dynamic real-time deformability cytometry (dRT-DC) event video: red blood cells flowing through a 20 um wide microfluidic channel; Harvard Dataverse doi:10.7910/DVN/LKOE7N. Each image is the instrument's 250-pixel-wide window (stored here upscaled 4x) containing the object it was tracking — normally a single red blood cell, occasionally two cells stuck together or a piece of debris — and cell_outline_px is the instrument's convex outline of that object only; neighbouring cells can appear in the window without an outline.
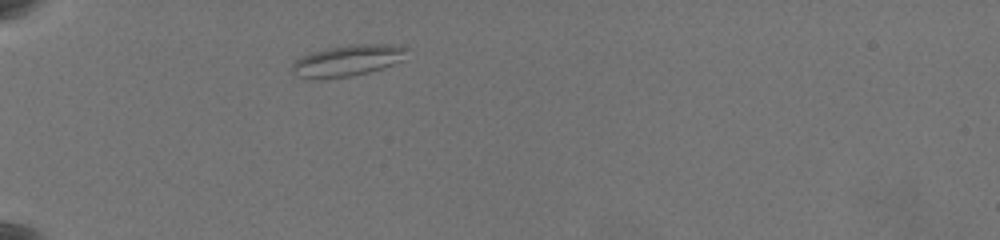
{"species": "common noctule bat (a hibernating species)", "species_latin": "Nyctalus noctula", "temperature_condition": "warm", "stored_images_in_passage": 41, "camera_frame_rate_fps": 3000, "um_per_image_px": 0.085, "animal": {"sex": "female", "body_mass_g": 19.5, "forearm_length_mm": 54.1}, "frame": {"image": 1, "passage_image": 1, "time_ms": 0.0, "image_size_px": [1000, 240], "cell_outline_px": [[408, 48], [404, 60], [368, 72], [352, 76], [324, 80], [312, 80], [296, 76], [292, 68], [292, 64], [300, 56], [312, 52], [328, 48], [352, 44], [404, 44]], "centroid_in_image_um": [29.55, 5.16], "position_along_channel_um": 55.5, "area_um2": 21.33}}
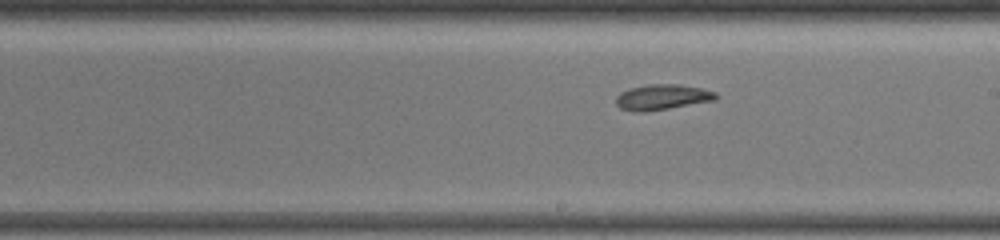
{"frame": {"image": 2, "passage_image": 18, "time_ms": 5.667, "image_size_px": [1000, 240], "cell_outline_px": [[720, 96], [716, 100], [644, 112], [632, 112], [620, 108], [616, 104], [616, 96], [620, 92], [628, 88], [648, 84], [680, 84], [700, 88], [716, 92]], "centroid_in_image_um": [56.27, 8.25], "position_along_channel_um": 232.7, "area_um2": 14.97}}
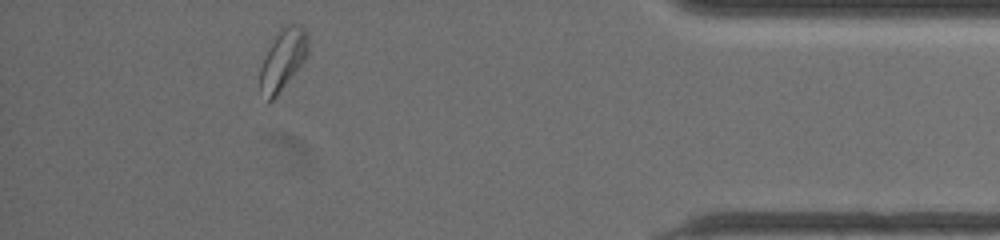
{"frame": {"image": 3, "passage_image": 36, "time_ms": 11.667, "image_size_px": [1000, 240], "cell_outline_px": [[308, 52], [304, 60], [276, 96], [272, 100], [268, 100], [260, 88], [260, 68], [280, 28], [288, 24], [300, 24], [304, 28], [308, 36]], "centroid_in_image_um": [24.08, 5.02], "position_along_channel_um": 411.1, "area_um2": 16.36}, "authors_computed_cell_mechanics": {"area_um2": 15.2592, "velocity_mm_per_s": 3.5888, "shape_relaxation_time_tau1_ms": null, "shape_relaxation_time_tau2_ms": 5.5049, "deformation_change_tau1": null, "deformation_change_tau2": 0.1285}}